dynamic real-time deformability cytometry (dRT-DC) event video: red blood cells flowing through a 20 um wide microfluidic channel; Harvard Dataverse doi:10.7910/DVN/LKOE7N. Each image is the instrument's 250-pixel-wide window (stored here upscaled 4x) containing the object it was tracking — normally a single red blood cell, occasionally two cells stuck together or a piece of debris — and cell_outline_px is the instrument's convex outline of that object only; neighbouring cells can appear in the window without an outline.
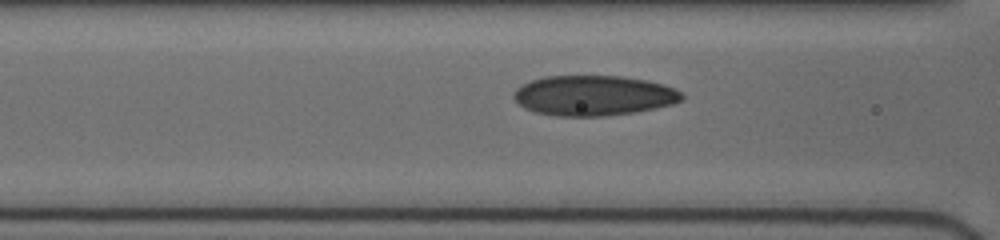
{"species": "human", "species_latin": "Homo sapiens", "temperature_condition": "cold", "stored_images_in_passage": 32, "camera_frame_rate_fps": 3000, "um_per_image_px": 0.085, "donor": {"sex": "female"}, "frame": {"image": 1, "passage_image": 20, "time_ms": 6.667, "image_size_px": [1000, 240], "cell_outline_px": [[684, 100], [672, 104], [656, 108], [636, 112], [604, 116], [556, 116], [536, 112], [524, 108], [512, 96], [512, 92], [516, 88], [532, 80], [544, 76], [620, 76], [644, 80], [664, 84], [676, 88], [684, 96]], "centroid_in_image_um": [50.47, 8.12], "position_along_channel_um": 116.1, "area_um2": 39.48}}
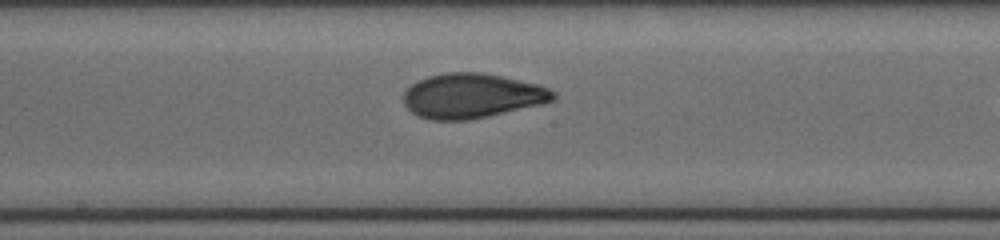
{"frame": {"image": 2, "passage_image": 27, "time_ms": 9.0, "image_size_px": [1000, 240], "cell_outline_px": [[556, 96], [552, 100], [540, 104], [488, 116], [468, 120], [432, 120], [416, 116], [404, 104], [404, 92], [412, 84], [428, 76], [444, 72], [480, 72], [500, 76], [536, 84], [548, 88], [556, 92]], "centroid_in_image_um": [40.08, 8.15], "position_along_channel_um": 208.1, "area_um2": 38.67}}
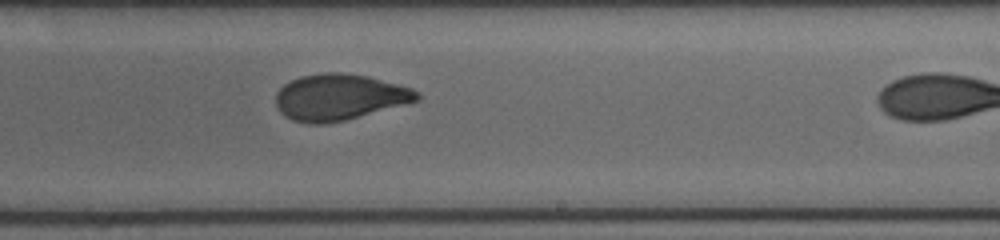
{"frame": {"image": 3, "passage_image": 31, "time_ms": 10.333, "image_size_px": [1000, 240], "cell_outline_px": [[420, 100], [344, 120], [324, 124], [308, 124], [292, 120], [284, 116], [276, 108], [276, 92], [284, 84], [300, 76], [320, 72], [340, 72], [368, 76], [412, 88], [420, 92]], "centroid_in_image_um": [28.82, 8.25], "position_along_channel_um": 260.2, "area_um2": 38.09}}